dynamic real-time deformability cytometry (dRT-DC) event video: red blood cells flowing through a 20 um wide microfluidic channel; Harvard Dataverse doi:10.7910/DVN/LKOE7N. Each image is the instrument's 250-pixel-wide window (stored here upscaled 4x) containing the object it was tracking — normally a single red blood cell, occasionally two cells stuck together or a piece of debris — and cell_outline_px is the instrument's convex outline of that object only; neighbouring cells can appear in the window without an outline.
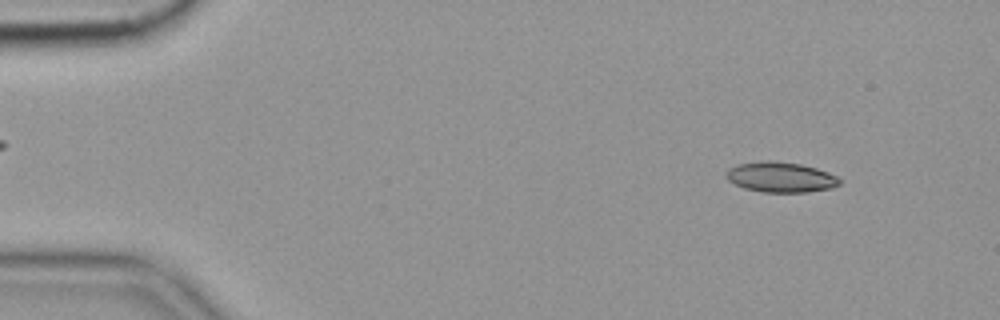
{"species": "common noctule bat (a hibernating species)", "species_latin": "Nyctalus noctula", "temperature_condition": "cold", "stored_images_in_passage": 56, "camera_frame_rate_fps": 3000, "um_per_image_px": 0.085, "animal": {"sex": "female", "body_mass_g": 19.9}, "frame": {"image": 1, "passage_image": 6, "time_ms": 1.667, "image_size_px": [1000, 320], "cell_outline_px": [[844, 180], [840, 184], [832, 188], [808, 192], [760, 192], [744, 188], [728, 180], [728, 168], [736, 164], [760, 160], [772, 160], [800, 164], [816, 168], [828, 172]], "centroid_in_image_um": [66.39, 15.05], "position_along_channel_um": 18.6, "area_um2": 20.17}}
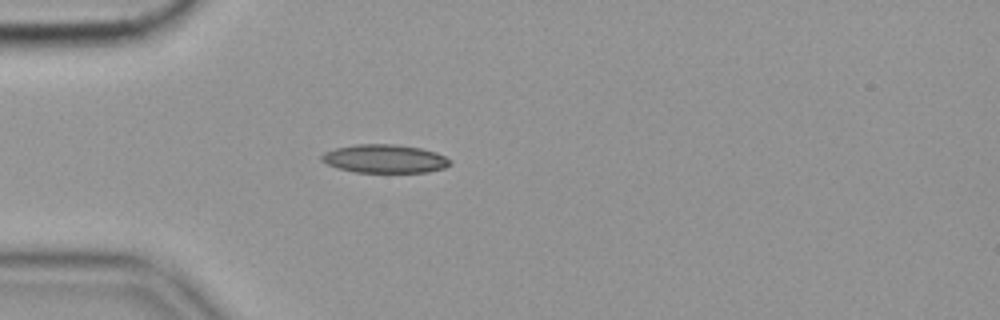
{"frame": {"image": 2, "passage_image": 16, "time_ms": 5.0, "image_size_px": [1000, 320], "cell_outline_px": [[452, 164], [444, 168], [428, 172], [356, 172], [340, 168], [328, 164], [320, 160], [320, 156], [324, 152], [336, 148], [356, 144], [392, 144], [420, 148], [436, 152], [452, 160]], "centroid_in_image_um": [32.72, 13.49], "position_along_channel_um": 52.3, "area_um2": 21.21}}
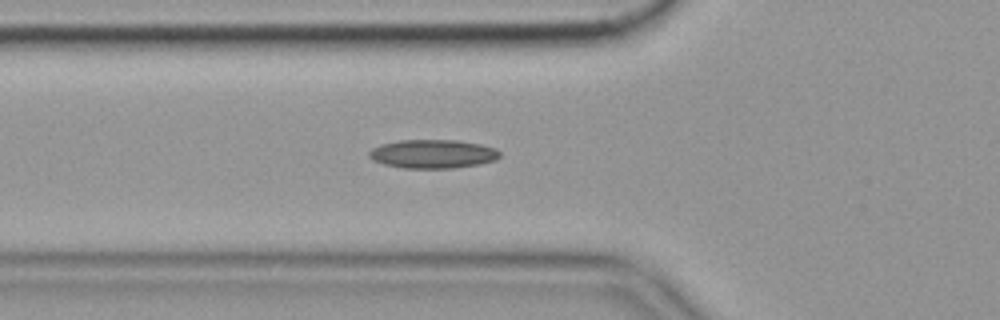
{"frame": {"image": 3, "passage_image": 20, "time_ms": 6.333, "image_size_px": [1000, 320], "cell_outline_px": [[500, 156], [496, 160], [480, 164], [452, 168], [404, 168], [384, 164], [372, 160], [368, 156], [368, 152], [372, 148], [380, 144], [400, 140], [456, 140], [480, 144], [496, 148], [500, 152]], "centroid_in_image_um": [36.78, 13.08], "position_along_channel_um": 89.0, "area_um2": 21.96}, "authors_computed_cell_mechanics": {"area_um2": 19.9699, "velocity_mm_per_s": 3.5626, "shape_relaxation_time_tau1_ms": null, "shape_relaxation_time_tau2_ms": 7.9097, "deformation_change_tau1": null, "deformation_change_tau2": 0.1522}}